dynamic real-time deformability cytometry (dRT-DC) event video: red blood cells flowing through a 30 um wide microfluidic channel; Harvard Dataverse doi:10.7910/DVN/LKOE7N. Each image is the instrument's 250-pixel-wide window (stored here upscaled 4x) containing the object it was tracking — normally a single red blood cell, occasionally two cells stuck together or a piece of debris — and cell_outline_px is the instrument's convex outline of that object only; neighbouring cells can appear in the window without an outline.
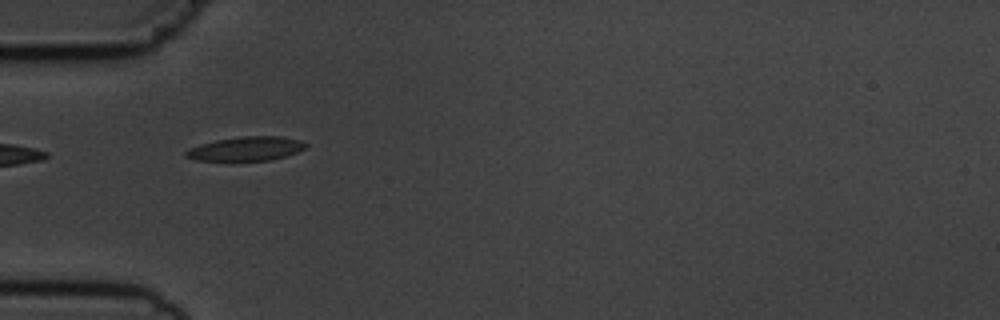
{"species": "common noctule bat (a hibernating species)", "species_latin": "Nyctalus noctula", "temperature_condition": "cold", "stored_images_in_passage": 9, "camera_frame_rate_fps": 3000, "um_per_image_px": 0.085, "animal": {"sex": "male", "body_mass_g": 19.5, "forearm_length_mm": 54.6}, "frame": {"image": 1, "passage_image": 3, "time_ms": 2.333, "image_size_px": [1000, 320], "cell_outline_px": [[308, 144], [304, 148], [296, 152], [272, 160], [232, 164], [228, 164], [196, 160], [184, 156], [184, 152], [188, 148], [200, 144], [216, 140], [244, 136], [280, 136], [300, 140]], "centroid_in_image_um": [20.82, 12.7], "position_along_channel_um": 64.2, "area_um2": 17.8}}
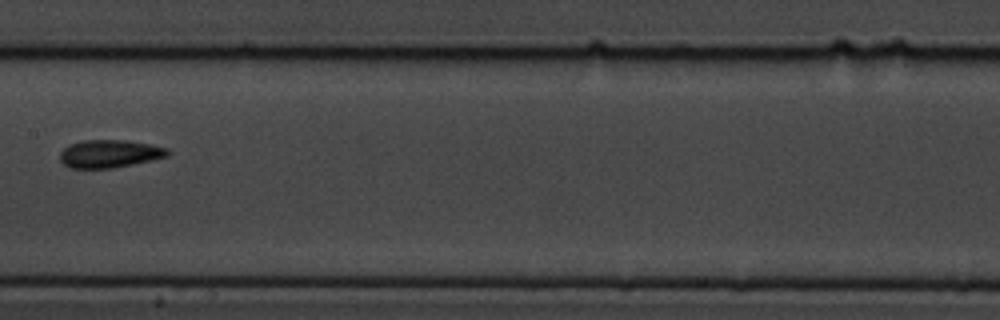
{"frame": {"image": 2, "passage_image": 6, "time_ms": 6.0, "image_size_px": [1000, 320], "cell_outline_px": [[172, 152], [168, 156], [152, 160], [112, 168], [68, 168], [60, 160], [60, 152], [68, 144], [84, 140], [128, 140], [168, 148]], "centroid_in_image_um": [9.31, 13.06], "position_along_channel_um": 198.1, "area_um2": 17.57}}
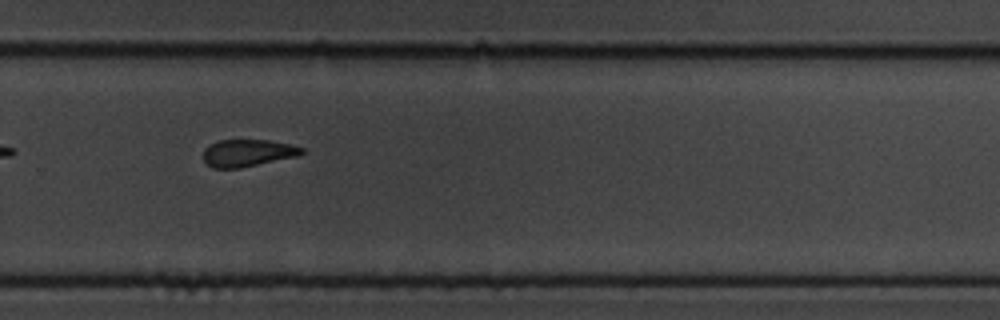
{"frame": {"image": 3, "passage_image": 9, "time_ms": 9.0, "image_size_px": [1000, 320], "cell_outline_px": [[304, 152], [296, 156], [240, 168], [212, 168], [204, 160], [204, 148], [220, 140], [268, 140], [288, 144], [304, 148]], "centroid_in_image_um": [21.03, 13.0], "position_along_channel_um": 308.8, "area_um2": 15.32}}